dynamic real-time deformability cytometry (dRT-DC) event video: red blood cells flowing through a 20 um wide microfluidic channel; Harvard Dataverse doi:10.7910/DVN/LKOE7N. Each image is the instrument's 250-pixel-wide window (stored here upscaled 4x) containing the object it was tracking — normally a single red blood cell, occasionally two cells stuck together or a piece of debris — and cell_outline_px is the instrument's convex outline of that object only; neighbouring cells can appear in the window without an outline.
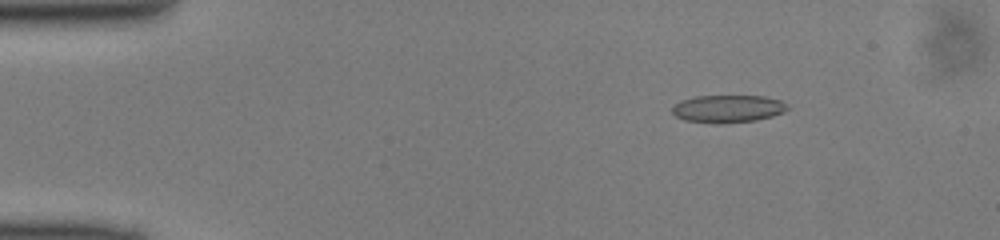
{"species": "common noctule bat (a hibernating species)", "species_latin": "Nyctalus noctula", "temperature_condition": "cold", "stored_images_in_passage": 49, "camera_frame_rate_fps": 3000, "um_per_image_px": 0.085, "animal": {"sex": "male", "body_mass_g": 13.0, "forearm_length_mm": 53.1}, "frame": {"image": 1, "passage_image": 7, "time_ms": 2.0, "image_size_px": [1000, 240], "cell_outline_px": [[788, 108], [784, 112], [772, 116], [756, 120], [720, 124], [684, 120], [676, 116], [672, 112], [672, 108], [680, 100], [696, 96], [764, 96], [780, 100], [788, 104]], "centroid_in_image_um": [61.87, 9.24], "position_along_channel_um": 23.1, "area_um2": 18.55}}
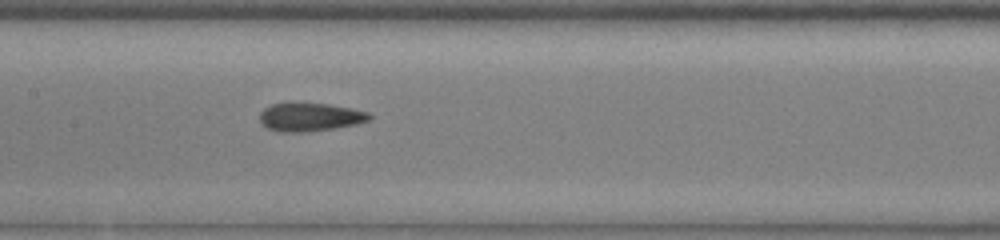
{"frame": {"image": 2, "passage_image": 24, "time_ms": 7.667, "image_size_px": [1000, 240], "cell_outline_px": [[372, 116], [368, 120], [356, 124], [336, 128], [308, 132], [280, 132], [268, 128], [260, 124], [260, 112], [264, 108], [272, 104], [292, 100], [328, 104], [352, 108], [368, 112]], "centroid_in_image_um": [26.3, 9.91], "position_along_channel_um": 181.1, "area_um2": 18.79}}
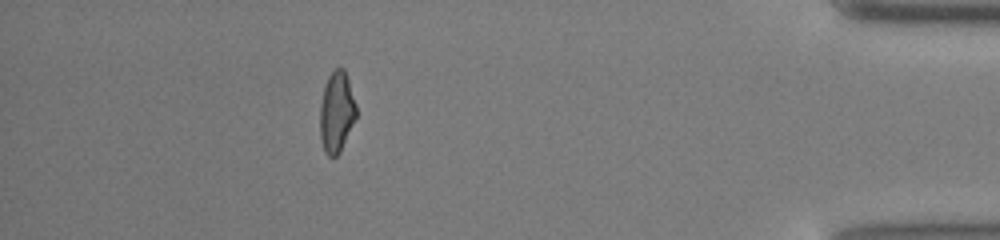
{"frame": {"image": 3, "passage_image": 44, "time_ms": 14.333, "image_size_px": [1000, 240], "cell_outline_px": [[356, 116], [340, 152], [336, 156], [328, 156], [324, 152], [320, 136], [320, 104], [324, 88], [328, 76], [336, 68], [344, 68], [356, 104]], "centroid_in_image_um": [28.6, 9.53], "position_along_channel_um": 406.6, "area_um2": 16.88}}